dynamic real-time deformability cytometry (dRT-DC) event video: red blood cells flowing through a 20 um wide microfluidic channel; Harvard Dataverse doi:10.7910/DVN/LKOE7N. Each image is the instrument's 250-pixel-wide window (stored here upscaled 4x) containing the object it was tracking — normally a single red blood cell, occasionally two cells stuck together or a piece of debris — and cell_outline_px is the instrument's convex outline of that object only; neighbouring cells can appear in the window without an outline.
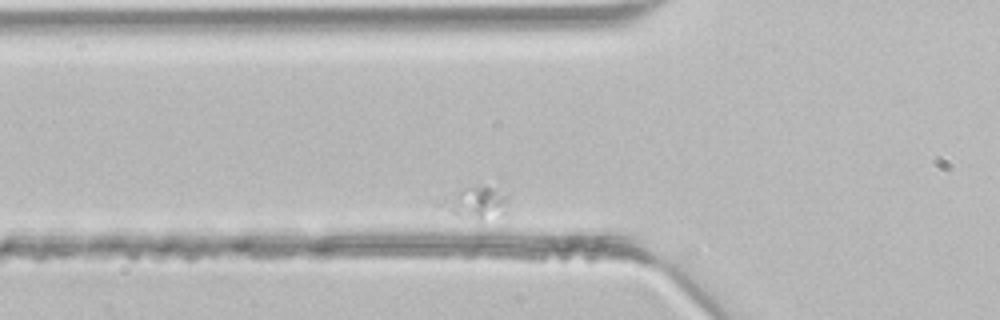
{"species": "common noctule bat (a hibernating species)", "species_latin": "Nyctalus noctula", "temperature_condition": "room temperature", "stored_images_in_passage": 2, "camera_frame_rate_fps": 3000, "um_per_image_px": 0.085, "animal": {"sex": "male", "body_mass_g": 21.5, "forearm_length_mm": 52.0}, "frame": {"image": 1, "passage_image": 2, "time_ms": 0.333, "image_size_px": [1000, 320], "cell_outline_px": [[508, 200], [504, 212], [480, 220], [476, 220], [460, 216], [436, 204], [444, 196], [464, 188], [492, 184], [508, 196]], "centroid_in_image_um": [40.44, 17.18], "position_along_channel_um": 85.4, "area_um2": 12.48}}